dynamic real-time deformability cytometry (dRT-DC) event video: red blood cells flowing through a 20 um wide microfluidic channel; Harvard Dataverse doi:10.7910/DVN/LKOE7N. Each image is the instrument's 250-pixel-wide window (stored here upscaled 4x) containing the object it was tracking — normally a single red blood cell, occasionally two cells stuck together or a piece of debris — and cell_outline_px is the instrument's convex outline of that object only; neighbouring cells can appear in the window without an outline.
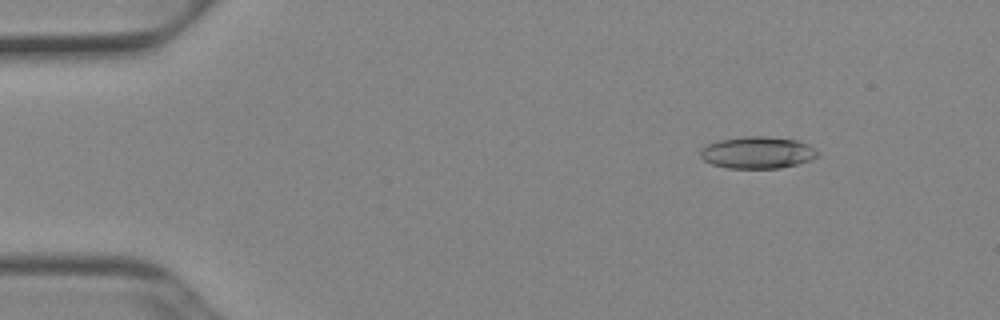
{"species": "Egyptian fruit bat (a non-hibernating species)", "species_latin": "Rousettus aegyptiacus", "temperature_condition": "cold", "stored_images_in_passage": 52, "camera_frame_rate_fps": 3000, "um_per_image_px": 0.085, "animal": {"sex": "female"}, "frame": {"image": 1, "passage_image": 7, "time_ms": 2.0, "image_size_px": [1000, 320], "cell_outline_px": [[820, 156], [812, 160], [780, 168], [728, 168], [712, 164], [704, 160], [700, 156], [700, 148], [708, 144], [720, 140], [748, 136], [764, 136], [796, 140], [808, 144], [820, 152]], "centroid_in_image_um": [64.42, 12.97], "position_along_channel_um": 20.6, "area_um2": 21.85}}
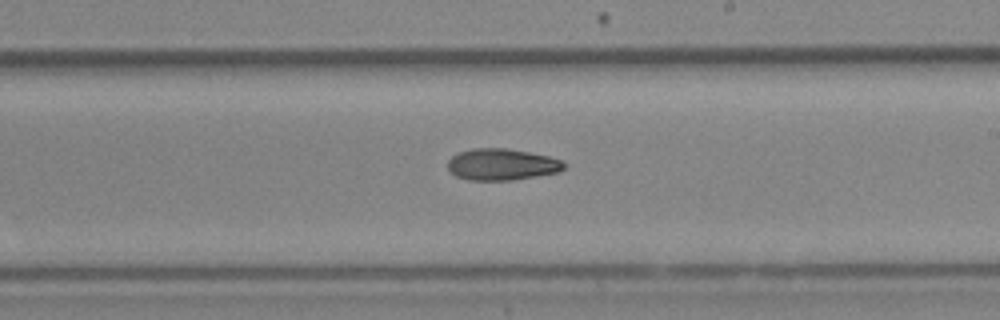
{"frame": {"image": 2, "passage_image": 31, "time_ms": 10.0, "image_size_px": [1000, 320], "cell_outline_px": [[568, 164], [560, 172], [512, 180], [468, 180], [456, 176], [448, 172], [448, 160], [456, 152], [472, 148], [504, 148], [528, 152], [548, 156], [560, 160]], "centroid_in_image_um": [42.62, 13.98], "position_along_channel_um": 246.4, "area_um2": 21.56}}
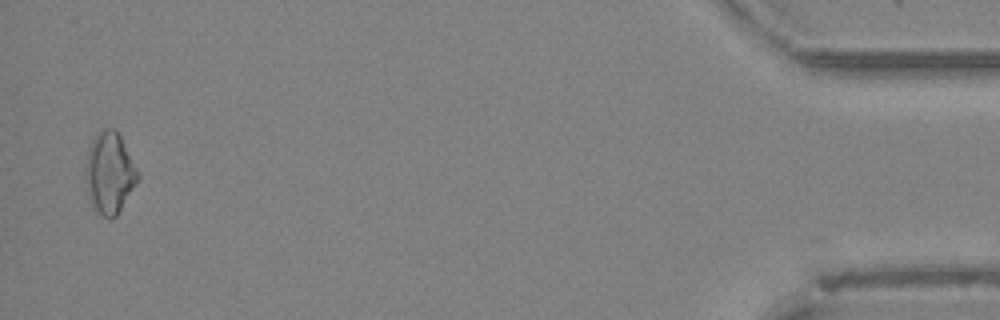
{"frame": {"image": 3, "passage_image": 51, "time_ms": 16.667, "image_size_px": [1000, 320], "cell_outline_px": [[140, 180], [116, 216], [112, 220], [104, 216], [96, 208], [88, 196], [84, 172], [84, 168], [88, 148], [92, 140], [104, 128], [112, 128], [120, 136], [140, 172]], "centroid_in_image_um": [9.33, 14.7], "position_along_channel_um": 425.9, "area_um2": 24.85}}